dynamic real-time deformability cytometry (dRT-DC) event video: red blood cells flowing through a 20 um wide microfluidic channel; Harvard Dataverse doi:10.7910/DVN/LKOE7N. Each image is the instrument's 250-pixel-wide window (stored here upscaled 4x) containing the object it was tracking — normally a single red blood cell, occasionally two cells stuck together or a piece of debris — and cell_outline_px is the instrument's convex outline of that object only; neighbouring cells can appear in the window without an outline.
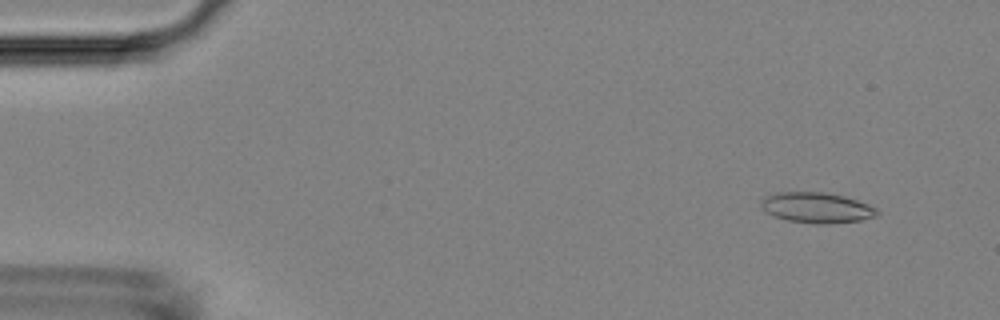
{"species": "Egyptian fruit bat (a non-hibernating species)", "species_latin": "Rousettus aegyptiacus", "temperature_condition": "room temperature", "stored_images_in_passage": 54, "camera_frame_rate_fps": 3000, "um_per_image_px": 0.085, "animal": {"sex": "female"}, "frame": {"image": 1, "passage_image": 5, "time_ms": 1.333, "image_size_px": [1000, 320], "cell_outline_px": [[880, 212], [876, 216], [860, 220], [828, 224], [816, 224], [788, 220], [776, 216], [768, 212], [760, 204], [760, 200], [764, 196], [776, 192], [824, 192], [844, 196], [868, 204], [876, 208]], "centroid_in_image_um": [69.43, 17.64], "position_along_channel_um": 15.6, "area_um2": 20.52}}
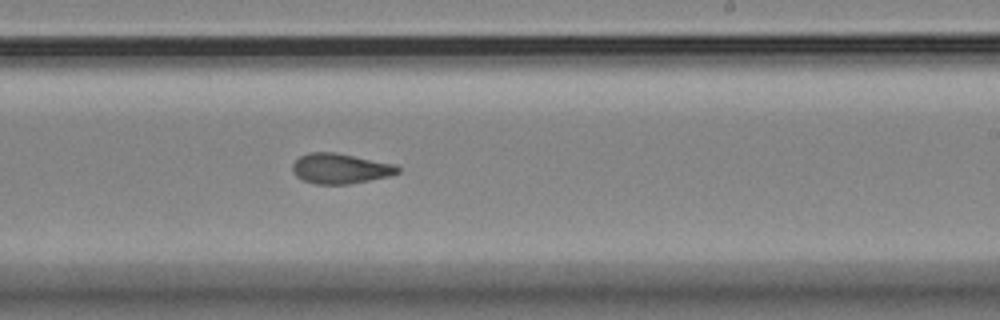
{"frame": {"image": 2, "passage_image": 33, "time_ms": 10.667, "image_size_px": [1000, 320], "cell_outline_px": [[400, 172], [388, 176], [348, 184], [316, 184], [304, 180], [296, 176], [292, 172], [292, 164], [300, 156], [308, 152], [336, 152], [392, 164], [400, 168]], "centroid_in_image_um": [28.87, 14.32], "position_along_channel_um": 260.1, "area_um2": 18.32}}
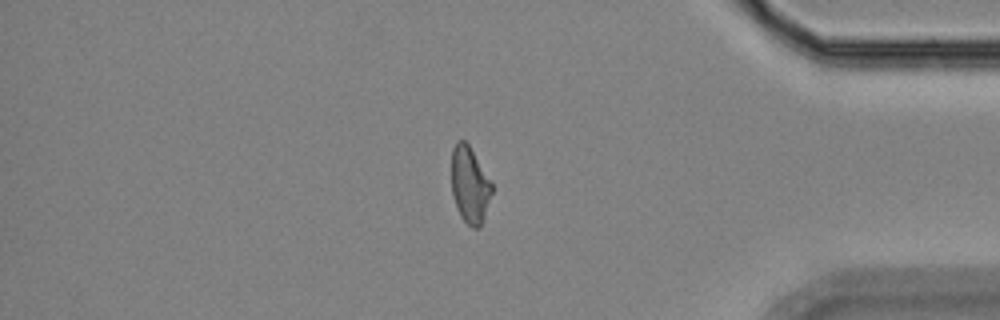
{"frame": {"image": 3, "passage_image": 46, "time_ms": 15.0, "image_size_px": [1000, 320], "cell_outline_px": [[492, 192], [480, 228], [472, 228], [460, 216], [456, 208], [452, 192], [452, 148], [456, 140], [464, 140], [468, 144], [492, 184]], "centroid_in_image_um": [39.91, 15.72], "position_along_channel_um": 395.3, "area_um2": 17.74}, "authors_computed_cell_mechanics": {"area_um2": 19.0451, "velocity_mm_per_s": 3.7193, "shape_relaxation_time_tau1_ms": null, "shape_relaxation_time_tau2_ms": 1.5189, "deformation_change_tau1": null, "deformation_change_tau2": 0.0909}}